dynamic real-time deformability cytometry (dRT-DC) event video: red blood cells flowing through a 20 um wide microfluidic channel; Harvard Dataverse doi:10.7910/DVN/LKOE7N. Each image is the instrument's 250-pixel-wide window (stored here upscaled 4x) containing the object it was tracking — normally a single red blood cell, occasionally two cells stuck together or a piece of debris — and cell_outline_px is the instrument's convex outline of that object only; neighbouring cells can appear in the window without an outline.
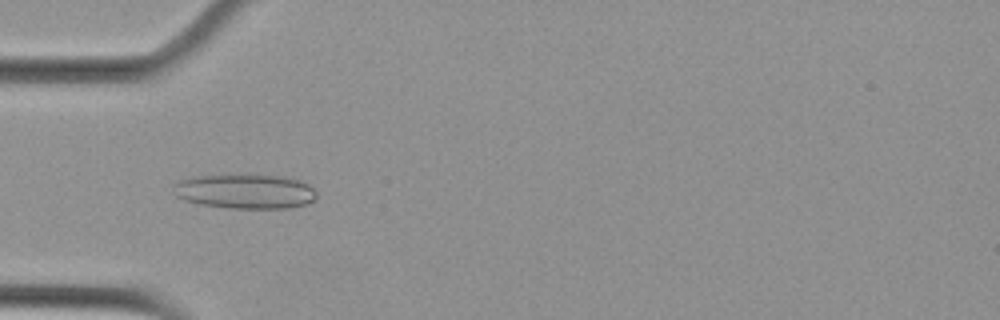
{"species": "Egyptian fruit bat (a non-hibernating species)", "species_latin": "Rousettus aegyptiacus", "temperature_condition": "cold", "stored_images_in_passage": 7, "camera_frame_rate_fps": 3000, "um_per_image_px": 0.085, "animal": {"sex": "female"}, "frame": {"image": 1, "passage_image": 5, "time_ms": 1.333, "image_size_px": [1000, 320], "cell_outline_px": [[316, 200], [304, 204], [288, 208], [228, 208], [196, 204], [184, 200], [176, 196], [176, 180], [192, 176], [284, 176], [300, 180], [308, 184], [316, 192]], "centroid_in_image_um": [20.84, 16.28], "position_along_channel_um": 64.2, "area_um2": 28.55}}
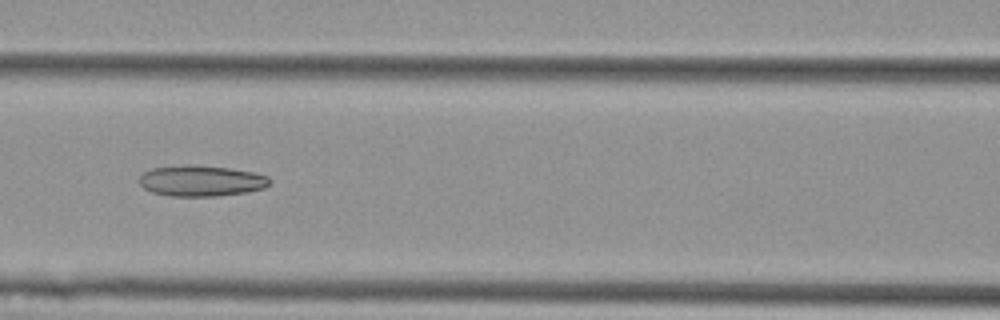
{"frame": {"image": 2, "passage_image": 7, "time_ms": 2.0, "image_size_px": [1000, 320], "cell_outline_px": [[272, 180], [264, 188], [244, 192], [216, 196], [172, 196], [152, 192], [144, 188], [140, 184], [140, 176], [144, 172], [152, 168], [188, 164], [228, 168], [256, 172], [268, 176]], "centroid_in_image_um": [17.11, 15.36], "position_along_channel_um": 149.5, "area_um2": 23.41}}